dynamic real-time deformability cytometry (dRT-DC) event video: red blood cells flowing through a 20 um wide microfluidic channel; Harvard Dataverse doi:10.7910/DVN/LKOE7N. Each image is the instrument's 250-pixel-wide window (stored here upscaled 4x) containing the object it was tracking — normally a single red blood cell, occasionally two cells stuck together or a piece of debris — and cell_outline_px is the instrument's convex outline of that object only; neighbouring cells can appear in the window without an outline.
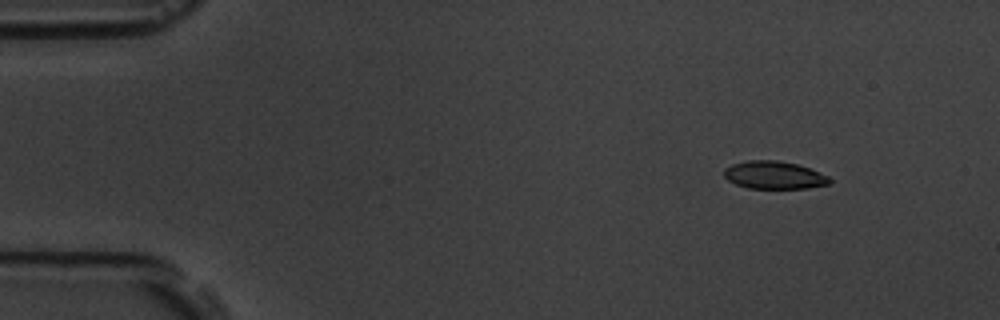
{"species": "common noctule bat (a hibernating species)", "species_latin": "Nyctalus noctula", "temperature_condition": "room temperature", "stored_images_in_passage": 5, "camera_frame_rate_fps": 3000, "um_per_image_px": 0.085, "animal": {"sex": "male", "body_mass_g": 19.5, "forearm_length_mm": 54.6}, "frame": {"image": 1, "passage_image": 2, "time_ms": 1.333, "image_size_px": [1000, 320], "cell_outline_px": [[832, 180], [828, 184], [808, 188], [748, 188], [736, 184], [728, 180], [724, 176], [724, 168], [732, 164], [748, 160], [776, 160], [796, 164], [808, 168], [828, 176]], "centroid_in_image_um": [65.77, 14.88], "position_along_channel_um": 19.2, "area_um2": 16.94}}
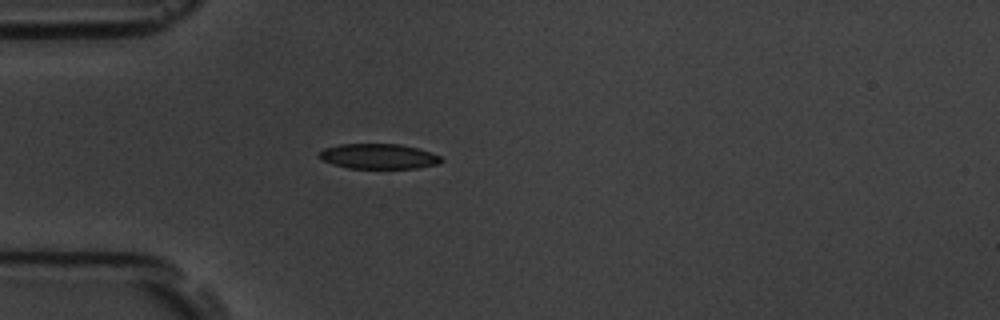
{"frame": {"image": 2, "passage_image": 5, "time_ms": 4.667, "image_size_px": [1000, 320], "cell_outline_px": [[444, 160], [436, 164], [416, 168], [348, 168], [332, 164], [320, 160], [316, 156], [324, 148], [340, 144], [400, 144], [416, 148], [440, 156]], "centroid_in_image_um": [32.11, 13.29], "position_along_channel_um": 52.9, "area_um2": 17.8}}